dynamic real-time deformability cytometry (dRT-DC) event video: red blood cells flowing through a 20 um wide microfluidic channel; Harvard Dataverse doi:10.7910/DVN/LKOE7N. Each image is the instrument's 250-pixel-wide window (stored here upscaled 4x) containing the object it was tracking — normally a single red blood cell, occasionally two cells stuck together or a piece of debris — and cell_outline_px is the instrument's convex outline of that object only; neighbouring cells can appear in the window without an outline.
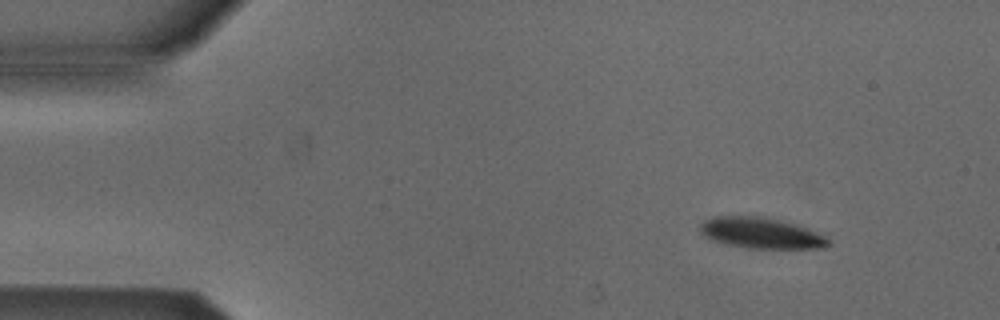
{"species": "Egyptian fruit bat (a non-hibernating species)", "species_latin": "Rousettus aegyptiacus", "temperature_condition": "cold", "stored_images_in_passage": 4, "camera_frame_rate_fps": 3000, "um_per_image_px": 0.085, "animal": {"sex": "male"}, "frame": {"image": 1, "passage_image": 1, "time_ms": 0.0, "image_size_px": [1000, 320], "cell_outline_px": [[832, 244], [824, 248], [748, 248], [728, 244], [712, 240], [704, 236], [700, 232], [700, 224], [716, 216], [756, 216], [796, 224], [808, 228], [824, 236]], "centroid_in_image_um": [64.7, 19.82], "position_along_channel_um": 20.3, "area_um2": 22.72}}
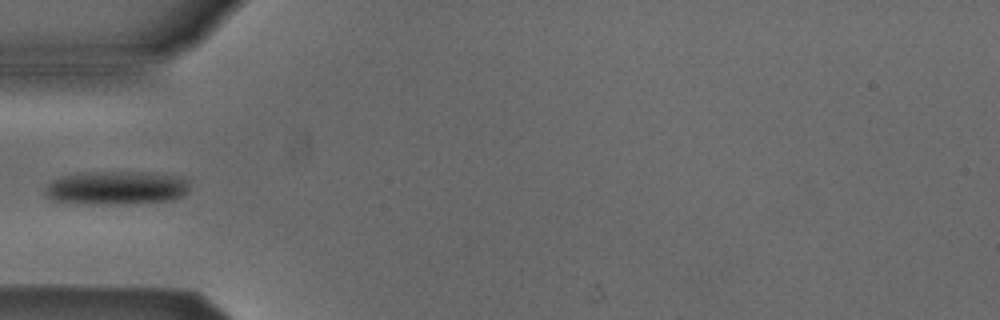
{"frame": {"image": 2, "passage_image": 4, "time_ms": 1.0, "image_size_px": [1000, 320], "cell_outline_px": [[188, 192], [184, 196], [168, 200], [120, 204], [76, 204], [52, 200], [44, 192], [48, 184], [52, 180], [60, 176], [80, 172], [156, 172], [176, 176], [188, 180]], "centroid_in_image_um": [9.86, 15.96], "position_along_channel_um": 75.1, "area_um2": 28.61}}